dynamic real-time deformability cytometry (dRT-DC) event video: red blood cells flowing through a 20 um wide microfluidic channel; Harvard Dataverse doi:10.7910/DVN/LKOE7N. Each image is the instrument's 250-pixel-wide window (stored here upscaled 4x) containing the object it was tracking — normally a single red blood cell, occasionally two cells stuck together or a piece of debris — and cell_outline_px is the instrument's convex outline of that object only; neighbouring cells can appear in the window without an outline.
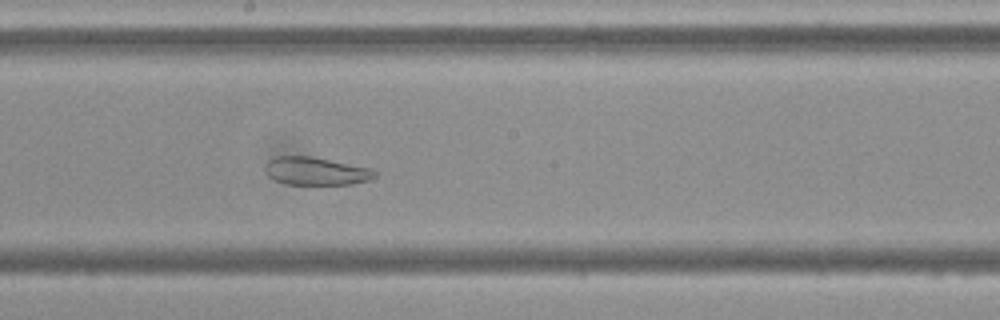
{"species": "Egyptian fruit bat (a non-hibernating species)", "species_latin": "Rousettus aegyptiacus", "temperature_condition": "cold", "stored_images_in_passage": 56, "camera_frame_rate_fps": 3000, "um_per_image_px": 0.085, "frame": {"image": 1, "passage_image": 31, "time_ms": 10.0, "image_size_px": [1000, 320], "cell_outline_px": [[376, 176], [372, 180], [352, 184], [284, 184], [268, 176], [264, 168], [268, 160], [276, 156], [312, 156], [372, 168], [376, 172]], "centroid_in_image_um": [26.87, 14.54], "position_along_channel_um": 221.3, "area_um2": 18.03}}
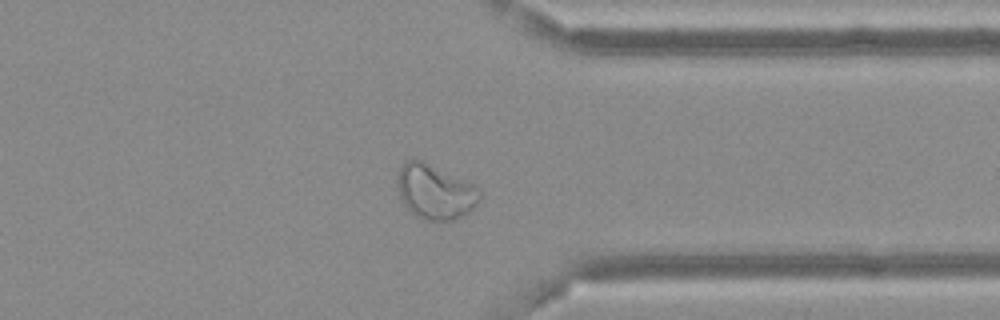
{"frame": {"image": 2, "passage_image": 44, "time_ms": 14.333, "image_size_px": [1000, 320], "cell_outline_px": [[480, 196], [476, 204], [468, 212], [452, 220], [424, 220], [416, 216], [404, 204], [396, 188], [396, 184], [400, 168], [408, 160], [424, 160], [472, 184], [480, 192]], "centroid_in_image_um": [36.94, 16.29], "position_along_channel_um": 374.5, "area_um2": 25.84}}
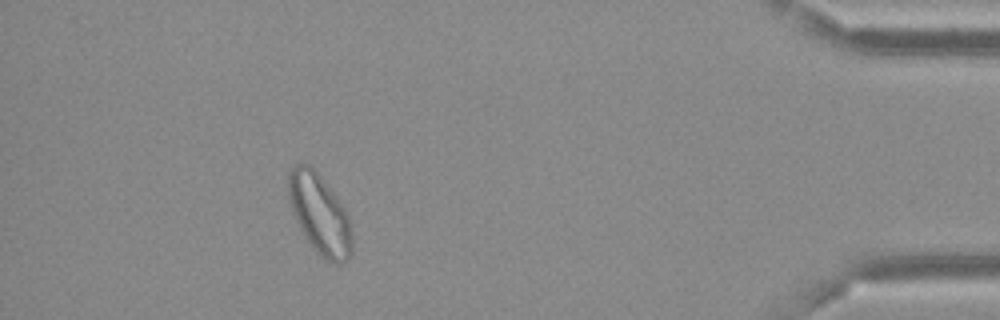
{"frame": {"image": 3, "passage_image": 51, "time_ms": 16.667, "image_size_px": [1000, 320], "cell_outline_px": [[352, 252], [344, 260], [336, 264], [332, 264], [320, 256], [316, 252], [304, 236], [292, 212], [288, 200], [288, 172], [296, 164], [308, 164], [324, 180], [336, 196], [344, 208], [348, 216], [352, 232]], "centroid_in_image_um": [27.15, 18.21], "position_along_channel_um": 408.0, "area_um2": 29.59}, "authors_computed_cell_mechanics": {"area_um2": 28.2931, "velocity_mm_per_s": 3.6237, "shape_relaxation_time_tau1_ms": null, "shape_relaxation_time_tau2_ms": 1.7606, "deformation_change_tau1": null, "deformation_change_tau2": 0.0744}}